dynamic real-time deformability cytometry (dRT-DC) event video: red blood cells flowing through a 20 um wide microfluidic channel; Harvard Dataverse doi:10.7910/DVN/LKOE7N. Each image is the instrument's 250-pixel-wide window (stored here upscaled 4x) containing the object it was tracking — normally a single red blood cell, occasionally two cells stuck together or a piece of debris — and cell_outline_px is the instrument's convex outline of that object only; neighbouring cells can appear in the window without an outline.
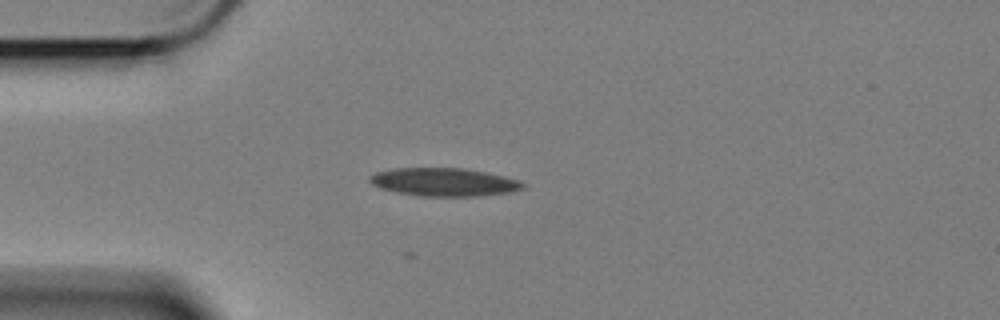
{"species": "Egyptian fruit bat (a non-hibernating species)", "species_latin": "Rousettus aegyptiacus", "temperature_condition": "cold", "stored_images_in_passage": 21, "camera_frame_rate_fps": 3000, "um_per_image_px": 0.085, "animal": {"sex": "female"}, "frame": {"image": 1, "passage_image": 1, "time_ms": 0.0, "image_size_px": [1000, 320], "cell_outline_px": [[524, 188], [512, 192], [476, 196], [420, 196], [396, 192], [380, 188], [372, 184], [368, 180], [368, 176], [376, 172], [396, 168], [464, 168], [488, 172], [520, 180], [524, 184]], "centroid_in_image_um": [37.74, 15.47], "position_along_channel_um": 47.3, "area_um2": 25.26}}
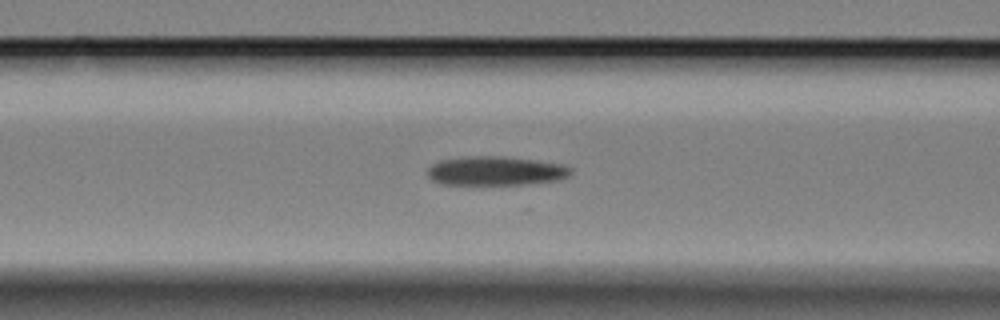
{"frame": {"image": 2, "passage_image": 9, "time_ms": 2.667, "image_size_px": [1000, 320], "cell_outline_px": [[572, 172], [568, 176], [560, 180], [528, 184], [440, 184], [432, 180], [428, 176], [428, 168], [432, 164], [440, 160], [468, 156], [504, 156], [536, 160], [564, 164], [572, 168]], "centroid_in_image_um": [42.17, 14.52], "position_along_channel_um": 124.4, "area_um2": 24.45}}
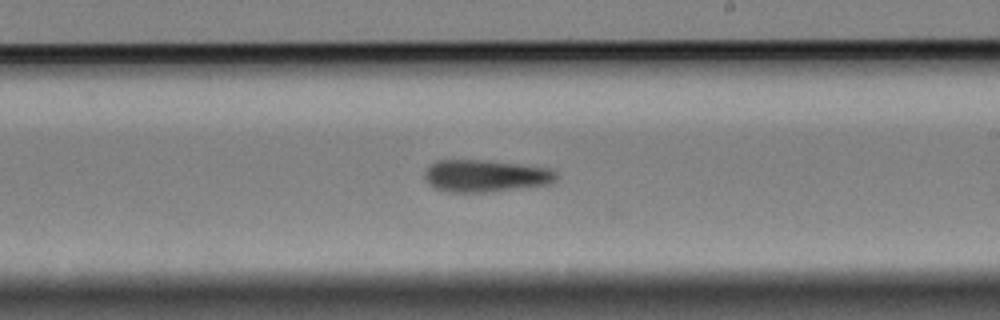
{"frame": {"image": 3, "passage_image": 20, "time_ms": 6.333, "image_size_px": [1000, 320], "cell_outline_px": [[556, 180], [552, 184], [484, 192], [448, 192], [436, 188], [428, 184], [424, 176], [424, 172], [436, 160], [484, 160], [520, 164], [552, 168], [556, 172]], "centroid_in_image_um": [41.28, 14.94], "position_along_channel_um": 247.7, "area_um2": 24.68}}